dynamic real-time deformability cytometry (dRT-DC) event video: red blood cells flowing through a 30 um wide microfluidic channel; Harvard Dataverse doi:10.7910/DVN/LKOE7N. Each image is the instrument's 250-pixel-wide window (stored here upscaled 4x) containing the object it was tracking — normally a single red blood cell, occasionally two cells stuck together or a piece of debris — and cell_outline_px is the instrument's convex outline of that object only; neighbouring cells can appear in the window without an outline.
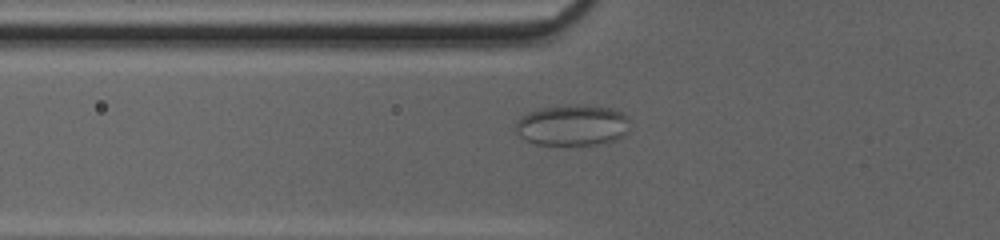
{"species": "common noctule bat (a hibernating species)", "species_latin": "Nyctalus noctula", "temperature_condition": "cold", "stored_images_in_passage": 35, "camera_frame_rate_fps": 3000, "um_per_image_px": 0.085, "animal": {"sex": "female", "body_mass_g": 20.0, "forearm_length_mm": 54.0}, "frame": {"image": 1, "passage_image": 4, "time_ms": 1.0, "image_size_px": [1000, 240], "cell_outline_px": [[628, 120], [624, 132], [616, 140], [596, 144], [536, 144], [520, 136], [516, 132], [516, 120], [520, 116], [528, 112], [540, 108], [568, 104], [612, 108], [620, 112]], "centroid_in_image_um": [48.58, 10.63], "position_along_channel_um": 77.2, "area_um2": 26.76}}
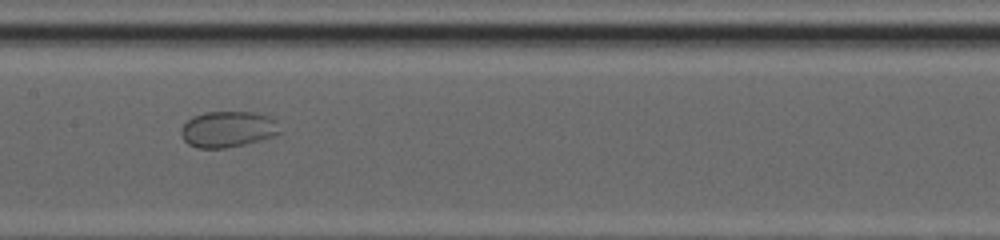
{"frame": {"image": 2, "passage_image": 12, "time_ms": 3.667, "image_size_px": [1000, 240], "cell_outline_px": [[280, 132], [276, 136], [244, 144], [224, 148], [196, 148], [188, 144], [184, 140], [180, 132], [184, 124], [192, 116], [204, 112], [252, 112], [268, 116], [276, 120]], "centroid_in_image_um": [19.36, 10.98], "position_along_channel_um": 188.0, "area_um2": 20.75}}
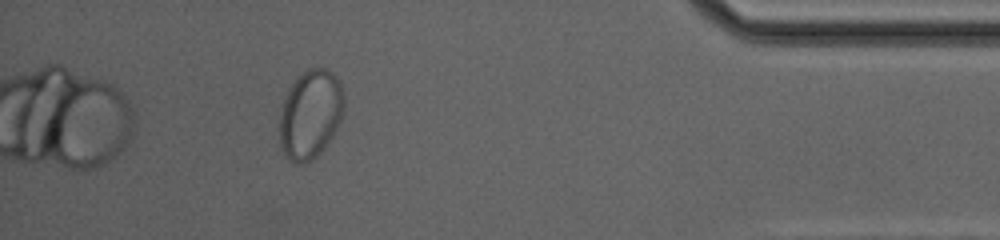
{"frame": {"image": 3, "passage_image": 31, "time_ms": 10.0, "image_size_px": [1000, 240], "cell_outline_px": [[344, 112], [332, 136], [324, 148], [312, 160], [304, 164], [296, 164], [280, 148], [280, 112], [288, 88], [308, 68], [324, 68], [332, 72], [336, 76], [344, 92]], "centroid_in_image_um": [26.39, 9.72], "position_along_channel_um": 408.8, "area_um2": 33.23}}